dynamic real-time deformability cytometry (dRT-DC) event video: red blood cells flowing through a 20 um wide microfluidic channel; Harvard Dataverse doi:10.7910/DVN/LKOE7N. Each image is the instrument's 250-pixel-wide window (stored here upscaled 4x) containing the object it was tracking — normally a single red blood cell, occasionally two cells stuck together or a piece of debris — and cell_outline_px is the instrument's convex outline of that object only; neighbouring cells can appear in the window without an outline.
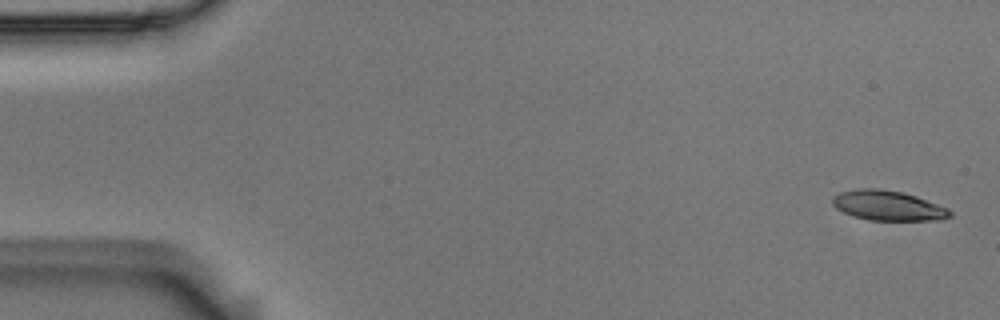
{"species": "Egyptian fruit bat (a non-hibernating species)", "species_latin": "Rousettus aegyptiacus", "temperature_condition": "room temperature", "stored_images_in_passage": 55, "camera_frame_rate_fps": 3000, "um_per_image_px": 0.085, "animal": {"sex": "male"}, "frame": {"image": 1, "passage_image": 2, "time_ms": 0.333, "image_size_px": [1000, 320], "cell_outline_px": [[952, 216], [940, 220], [868, 220], [844, 212], [836, 208], [832, 204], [832, 196], [840, 192], [856, 188], [880, 188], [904, 192], [916, 196], [948, 208], [952, 212]], "centroid_in_image_um": [75.48, 17.46], "position_along_channel_um": 9.5, "area_um2": 20.58}}
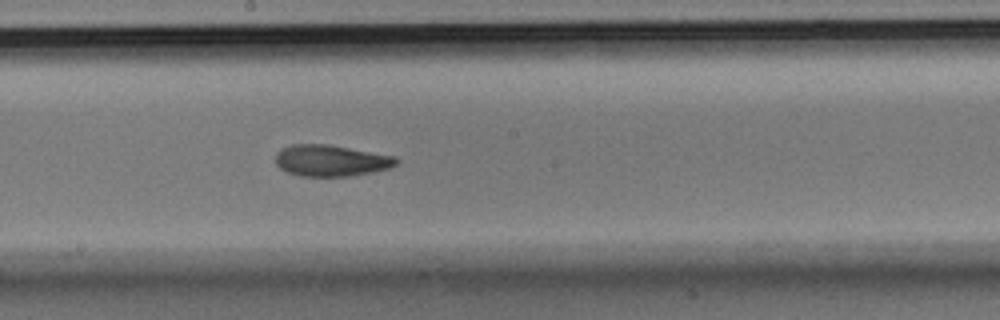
{"frame": {"image": 2, "passage_image": 30, "time_ms": 9.667, "image_size_px": [1000, 320], "cell_outline_px": [[400, 160], [396, 164], [388, 168], [372, 172], [352, 176], [300, 176], [288, 172], [280, 168], [276, 164], [276, 152], [280, 148], [292, 144], [328, 144], [396, 156]], "centroid_in_image_um": [28.13, 13.64], "position_along_channel_um": 220.1, "area_um2": 22.2}}
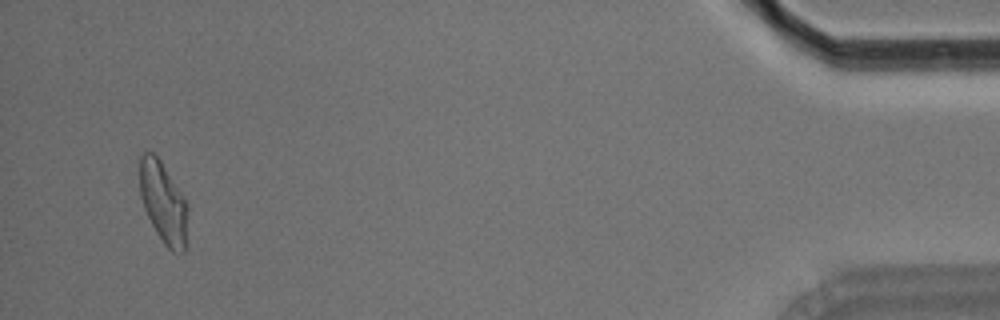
{"frame": {"image": 3, "passage_image": 53, "time_ms": 17.333, "image_size_px": [1000, 320], "cell_outline_px": [[188, 208], [184, 252], [172, 252], [164, 244], [156, 232], [144, 208], [140, 196], [140, 156], [144, 152], [152, 152], [160, 160], [184, 196], [188, 204]], "centroid_in_image_um": [13.88, 17.21], "position_along_channel_um": 421.3, "area_um2": 22.6}, "authors_computed_cell_mechanics": {"area_um2": 22.1374, "velocity_mm_per_s": 3.6553, "shape_relaxation_time_tau1_ms": 7.676, "shape_relaxation_time_tau2_ms": 5.2955, "deformation_change_tau1": 0.2026, "deformation_change_tau2": 0.1369}}